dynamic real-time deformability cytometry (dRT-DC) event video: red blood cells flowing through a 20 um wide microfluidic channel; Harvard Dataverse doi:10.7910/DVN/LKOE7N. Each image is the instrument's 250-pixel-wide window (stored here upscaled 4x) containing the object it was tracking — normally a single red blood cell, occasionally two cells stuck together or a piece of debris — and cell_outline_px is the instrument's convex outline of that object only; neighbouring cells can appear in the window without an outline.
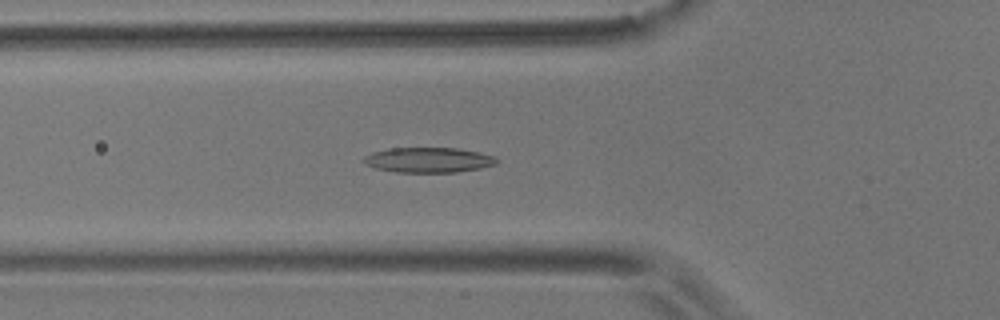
{"species": "common noctule bat (a hibernating species)", "species_latin": "Nyctalus noctula", "temperature_condition": "room temperature", "stored_images_in_passage": 46, "camera_frame_rate_fps": 3000, "um_per_image_px": 0.085, "animal": {"sex": "male", "body_mass_g": 17.9}, "frame": {"image": 1, "passage_image": 9, "time_ms": 2.667, "image_size_px": [1000, 320], "cell_outline_px": [[500, 160], [496, 164], [480, 168], [456, 172], [396, 172], [376, 168], [364, 164], [360, 160], [364, 156], [372, 152], [392, 148], [460, 148], [480, 152], [496, 156]], "centroid_in_image_um": [36.43, 13.59], "position_along_channel_um": 89.4, "area_um2": 19.65}}
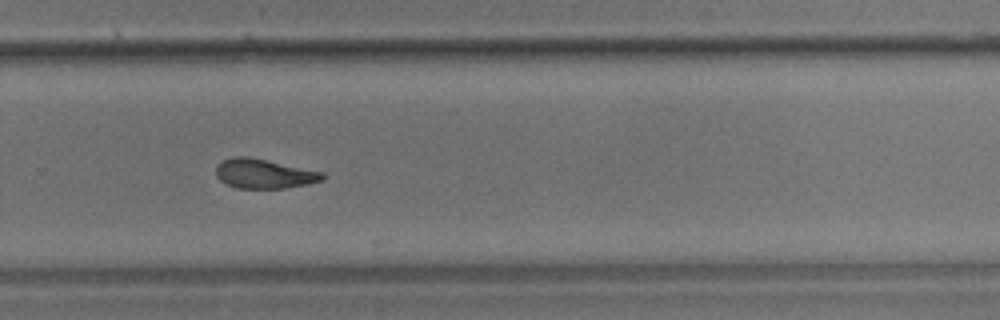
{"frame": {"image": 2, "passage_image": 27, "time_ms": 8.667, "image_size_px": [1000, 320], "cell_outline_px": [[324, 180], [308, 184], [284, 188], [236, 188], [220, 180], [216, 176], [216, 164], [232, 156], [248, 156], [324, 172]], "centroid_in_image_um": [22.44, 14.76], "position_along_channel_um": 307.4, "area_um2": 18.32}}
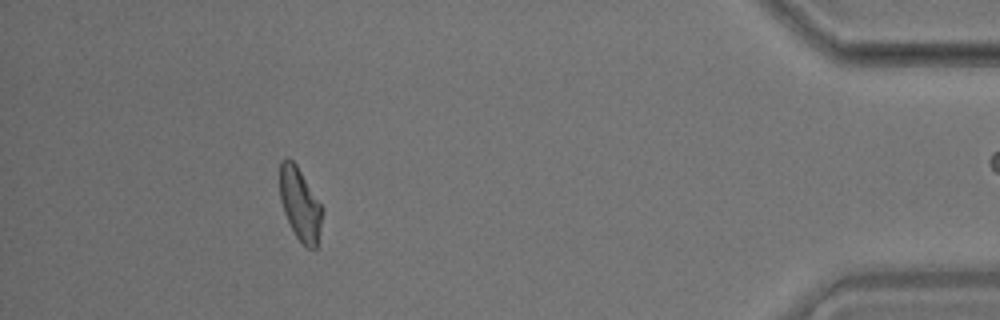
{"frame": {"image": 3, "passage_image": 40, "time_ms": 13.0, "image_size_px": [1000, 320], "cell_outline_px": [[324, 212], [316, 248], [308, 248], [296, 236], [284, 212], [280, 200], [280, 160], [288, 156], [296, 164], [324, 208]], "centroid_in_image_um": [25.52, 17.32], "position_along_channel_um": 409.7, "area_um2": 17.98}, "authors_computed_cell_mechanics": {"area_um2": 18.6405, "velocity_mm_per_s": 3.627, "shape_relaxation_time_tau1_ms": 5.2149, "shape_relaxation_time_tau2_ms": 3.3924, "deformation_change_tau1": 0.1508, "deformation_change_tau2": 0.1092}}